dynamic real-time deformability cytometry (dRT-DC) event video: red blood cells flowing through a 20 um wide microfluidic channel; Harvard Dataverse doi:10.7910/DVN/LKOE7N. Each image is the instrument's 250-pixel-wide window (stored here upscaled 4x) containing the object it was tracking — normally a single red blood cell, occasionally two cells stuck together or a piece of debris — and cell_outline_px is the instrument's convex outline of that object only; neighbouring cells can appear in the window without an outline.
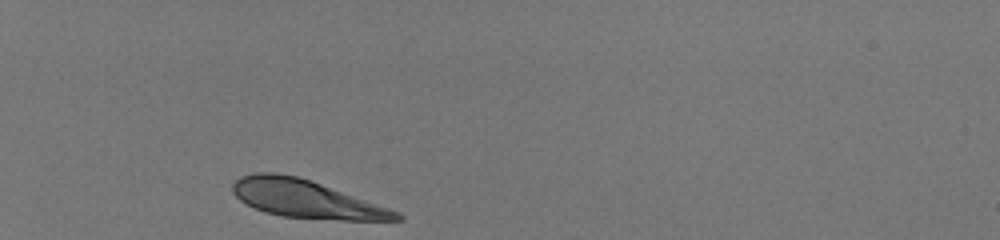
{"species": "human", "species_latin": "Homo sapiens", "temperature_condition": "room temperature", "stored_images_in_passage": 31, "camera_frame_rate_fps": 3000, "um_per_image_px": 0.085, "donor": {"sex": "male"}, "frame": {"image": 1, "passage_image": 1, "time_ms": 0.0, "image_size_px": [1000, 240], "cell_outline_px": [[404, 220], [340, 220], [280, 216], [264, 212], [240, 200], [232, 192], [232, 184], [240, 176], [252, 172], [276, 172], [296, 176], [320, 184], [400, 212], [404, 216]], "centroid_in_image_um": [25.97, 16.91], "position_along_channel_um": 59.0, "area_um2": 35.72}}
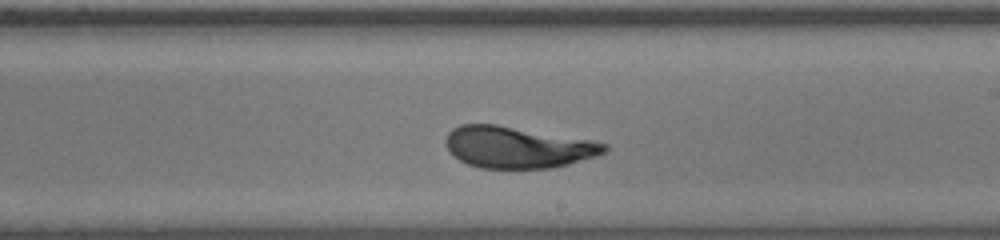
{"frame": {"image": 2, "passage_image": 18, "time_ms": 5.667, "image_size_px": [1000, 240], "cell_outline_px": [[608, 148], [604, 152], [596, 156], [568, 164], [552, 168], [480, 168], [468, 164], [460, 160], [448, 152], [444, 144], [444, 140], [448, 132], [452, 128], [460, 124], [496, 124], [592, 140], [608, 144]], "centroid_in_image_um": [43.95, 12.51], "position_along_channel_um": 245.1, "area_um2": 38.55}}
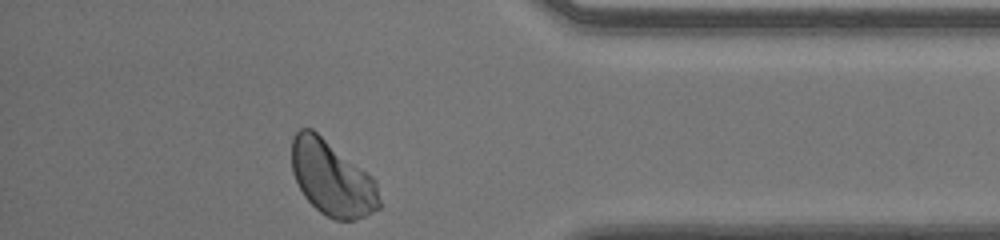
{"frame": {"image": 3, "passage_image": 31, "time_ms": 10.0, "image_size_px": [1000, 240], "cell_outline_px": [[380, 208], [356, 220], [336, 220], [320, 212], [304, 196], [292, 172], [292, 136], [300, 128], [312, 128], [372, 176], [376, 180], [380, 200]], "centroid_in_image_um": [28.22, 15.15], "position_along_channel_um": 407.0, "area_um2": 38.15}, "authors_computed_cell_mechanics": {"area_um2": 38.2636, "velocity_mm_per_s": 4.0184, "shape_relaxation_time_tau1_ms": 3.1426, "shape_relaxation_time_tau2_ms": null, "deformation_change_tau1": 0.1472, "deformation_change_tau2": null}}